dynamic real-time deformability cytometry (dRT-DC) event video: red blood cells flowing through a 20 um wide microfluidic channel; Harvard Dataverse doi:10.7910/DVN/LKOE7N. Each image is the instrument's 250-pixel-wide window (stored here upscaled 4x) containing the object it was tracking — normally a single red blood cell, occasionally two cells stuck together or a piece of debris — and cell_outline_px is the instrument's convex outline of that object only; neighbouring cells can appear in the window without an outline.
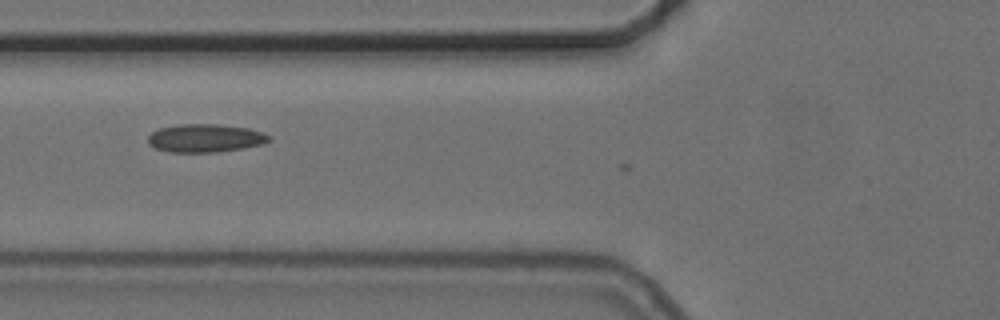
{"species": "common noctule bat (a hibernating species)", "species_latin": "Nyctalus noctula", "temperature_condition": "cold", "stored_images_in_passage": 4, "camera_frame_rate_fps": 3000, "um_per_image_px": 0.085, "animal": {"sex": "female", "body_mass_g": 24.6, "forearm_length_mm": 56.2}, "frame": {"image": 1, "passage_image": 3, "time_ms": 0.667, "image_size_px": [1000, 320], "cell_outline_px": [[272, 140], [264, 144], [244, 148], [216, 152], [172, 152], [156, 148], [148, 144], [148, 136], [152, 132], [160, 128], [180, 124], [216, 124], [248, 128], [272, 136]], "centroid_in_image_um": [17.48, 11.74], "position_along_channel_um": 108.3, "area_um2": 19.88}}